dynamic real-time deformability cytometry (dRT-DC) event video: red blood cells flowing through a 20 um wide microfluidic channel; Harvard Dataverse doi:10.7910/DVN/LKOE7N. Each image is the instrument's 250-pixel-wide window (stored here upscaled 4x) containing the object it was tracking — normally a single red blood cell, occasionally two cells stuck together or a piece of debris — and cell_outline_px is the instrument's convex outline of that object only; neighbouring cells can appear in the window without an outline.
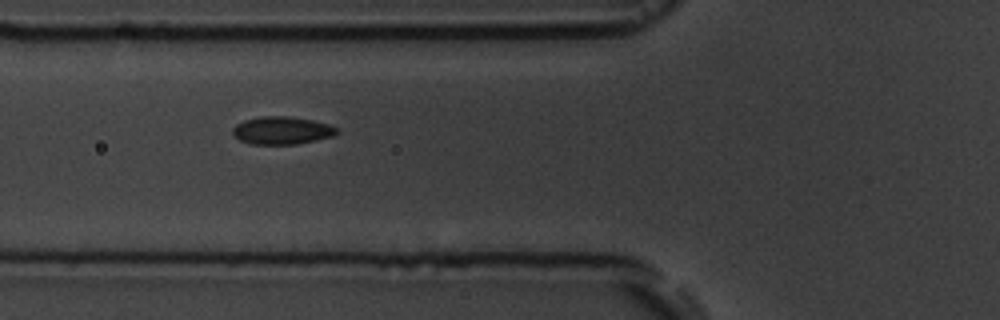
{"species": "common noctule bat (a hibernating species)", "species_latin": "Nyctalus noctula", "temperature_condition": "room temperature", "stored_images_in_passage": 5, "camera_frame_rate_fps": 3000, "um_per_image_px": 0.085, "animal": {"sex": "male", "body_mass_g": 19.5, "forearm_length_mm": 54.6}, "frame": {"image": 1, "passage_image": 4, "time_ms": 4.333, "image_size_px": [1000, 320], "cell_outline_px": [[340, 132], [332, 136], [316, 140], [296, 144], [252, 144], [240, 140], [232, 132], [232, 128], [236, 124], [244, 120], [260, 116], [288, 116], [312, 120], [328, 124], [340, 128]], "centroid_in_image_um": [23.98, 11.08], "position_along_channel_um": 101.8, "area_um2": 16.88}}
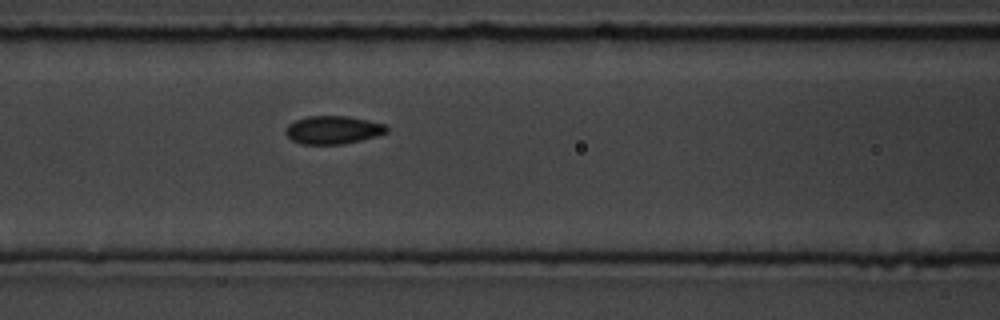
{"frame": {"image": 2, "passage_image": 5, "time_ms": 5.333, "image_size_px": [1000, 320], "cell_outline_px": [[388, 132], [376, 136], [344, 144], [300, 144], [292, 140], [284, 132], [284, 128], [288, 124], [296, 120], [308, 116], [348, 116], [368, 120], [384, 124], [388, 128]], "centroid_in_image_um": [28.28, 11.04], "position_along_channel_um": 138.3, "area_um2": 16.59}}